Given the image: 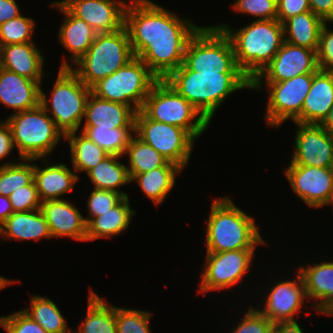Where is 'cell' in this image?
<instances>
[{
    "label": "cell",
    "instance_id": "obj_7",
    "mask_svg": "<svg viewBox=\"0 0 333 333\" xmlns=\"http://www.w3.org/2000/svg\"><path fill=\"white\" fill-rule=\"evenodd\" d=\"M90 94L91 88L87 87L70 67H60L51 91L50 97H52L48 99L40 89V105L65 136L78 132L85 117L86 103Z\"/></svg>",
    "mask_w": 333,
    "mask_h": 333
},
{
    "label": "cell",
    "instance_id": "obj_46",
    "mask_svg": "<svg viewBox=\"0 0 333 333\" xmlns=\"http://www.w3.org/2000/svg\"><path fill=\"white\" fill-rule=\"evenodd\" d=\"M311 11L309 0H277V20L282 24L289 18Z\"/></svg>",
    "mask_w": 333,
    "mask_h": 333
},
{
    "label": "cell",
    "instance_id": "obj_47",
    "mask_svg": "<svg viewBox=\"0 0 333 333\" xmlns=\"http://www.w3.org/2000/svg\"><path fill=\"white\" fill-rule=\"evenodd\" d=\"M311 11L325 23L333 22V0H309Z\"/></svg>",
    "mask_w": 333,
    "mask_h": 333
},
{
    "label": "cell",
    "instance_id": "obj_6",
    "mask_svg": "<svg viewBox=\"0 0 333 333\" xmlns=\"http://www.w3.org/2000/svg\"><path fill=\"white\" fill-rule=\"evenodd\" d=\"M5 121L10 127L20 160L44 158L47 162L45 157L58 146L61 137H65L40 104L30 110L12 113Z\"/></svg>",
    "mask_w": 333,
    "mask_h": 333
},
{
    "label": "cell",
    "instance_id": "obj_12",
    "mask_svg": "<svg viewBox=\"0 0 333 333\" xmlns=\"http://www.w3.org/2000/svg\"><path fill=\"white\" fill-rule=\"evenodd\" d=\"M312 81L313 73H306L282 82H265L269 89L265 121L269 127L280 126L288 119L302 124V107Z\"/></svg>",
    "mask_w": 333,
    "mask_h": 333
},
{
    "label": "cell",
    "instance_id": "obj_32",
    "mask_svg": "<svg viewBox=\"0 0 333 333\" xmlns=\"http://www.w3.org/2000/svg\"><path fill=\"white\" fill-rule=\"evenodd\" d=\"M120 158L122 157L108 155L86 173L94 184V189L115 191L123 197H129L127 193L118 190L119 187L131 183L127 166L118 161Z\"/></svg>",
    "mask_w": 333,
    "mask_h": 333
},
{
    "label": "cell",
    "instance_id": "obj_54",
    "mask_svg": "<svg viewBox=\"0 0 333 333\" xmlns=\"http://www.w3.org/2000/svg\"><path fill=\"white\" fill-rule=\"evenodd\" d=\"M13 283H15V280H9L0 275V290L6 288L7 286Z\"/></svg>",
    "mask_w": 333,
    "mask_h": 333
},
{
    "label": "cell",
    "instance_id": "obj_33",
    "mask_svg": "<svg viewBox=\"0 0 333 333\" xmlns=\"http://www.w3.org/2000/svg\"><path fill=\"white\" fill-rule=\"evenodd\" d=\"M30 306L31 308L21 310L48 333H73L72 329L67 327L64 315L51 299L33 295L30 298Z\"/></svg>",
    "mask_w": 333,
    "mask_h": 333
},
{
    "label": "cell",
    "instance_id": "obj_20",
    "mask_svg": "<svg viewBox=\"0 0 333 333\" xmlns=\"http://www.w3.org/2000/svg\"><path fill=\"white\" fill-rule=\"evenodd\" d=\"M40 89L38 82L0 68V102L16 113L37 107Z\"/></svg>",
    "mask_w": 333,
    "mask_h": 333
},
{
    "label": "cell",
    "instance_id": "obj_17",
    "mask_svg": "<svg viewBox=\"0 0 333 333\" xmlns=\"http://www.w3.org/2000/svg\"><path fill=\"white\" fill-rule=\"evenodd\" d=\"M60 2L97 33L114 32L124 27L127 6L124 0H62Z\"/></svg>",
    "mask_w": 333,
    "mask_h": 333
},
{
    "label": "cell",
    "instance_id": "obj_53",
    "mask_svg": "<svg viewBox=\"0 0 333 333\" xmlns=\"http://www.w3.org/2000/svg\"><path fill=\"white\" fill-rule=\"evenodd\" d=\"M318 313H323L327 315H333V298L330 299L319 311Z\"/></svg>",
    "mask_w": 333,
    "mask_h": 333
},
{
    "label": "cell",
    "instance_id": "obj_2",
    "mask_svg": "<svg viewBox=\"0 0 333 333\" xmlns=\"http://www.w3.org/2000/svg\"><path fill=\"white\" fill-rule=\"evenodd\" d=\"M165 80L210 123L228 95L251 88L243 73L196 72L183 64Z\"/></svg>",
    "mask_w": 333,
    "mask_h": 333
},
{
    "label": "cell",
    "instance_id": "obj_22",
    "mask_svg": "<svg viewBox=\"0 0 333 333\" xmlns=\"http://www.w3.org/2000/svg\"><path fill=\"white\" fill-rule=\"evenodd\" d=\"M135 115L136 112L129 105L104 100L91 93L86 103L84 126L105 129L134 127Z\"/></svg>",
    "mask_w": 333,
    "mask_h": 333
},
{
    "label": "cell",
    "instance_id": "obj_19",
    "mask_svg": "<svg viewBox=\"0 0 333 333\" xmlns=\"http://www.w3.org/2000/svg\"><path fill=\"white\" fill-rule=\"evenodd\" d=\"M49 225L52 238L68 237L86 241L87 224L79 209L65 199L44 201L40 208Z\"/></svg>",
    "mask_w": 333,
    "mask_h": 333
},
{
    "label": "cell",
    "instance_id": "obj_48",
    "mask_svg": "<svg viewBox=\"0 0 333 333\" xmlns=\"http://www.w3.org/2000/svg\"><path fill=\"white\" fill-rule=\"evenodd\" d=\"M15 148L10 127L4 120L0 122V160L7 157Z\"/></svg>",
    "mask_w": 333,
    "mask_h": 333
},
{
    "label": "cell",
    "instance_id": "obj_27",
    "mask_svg": "<svg viewBox=\"0 0 333 333\" xmlns=\"http://www.w3.org/2000/svg\"><path fill=\"white\" fill-rule=\"evenodd\" d=\"M297 271L304 281L307 299L312 300V308L319 311L333 298V261L301 266Z\"/></svg>",
    "mask_w": 333,
    "mask_h": 333
},
{
    "label": "cell",
    "instance_id": "obj_56",
    "mask_svg": "<svg viewBox=\"0 0 333 333\" xmlns=\"http://www.w3.org/2000/svg\"><path fill=\"white\" fill-rule=\"evenodd\" d=\"M329 169H330V171H331V173H332V175H333V158H332V160H331V163H330Z\"/></svg>",
    "mask_w": 333,
    "mask_h": 333
},
{
    "label": "cell",
    "instance_id": "obj_55",
    "mask_svg": "<svg viewBox=\"0 0 333 333\" xmlns=\"http://www.w3.org/2000/svg\"><path fill=\"white\" fill-rule=\"evenodd\" d=\"M333 205V191H332V194H331V197H330V200L329 202L327 203V205ZM333 207V206H332Z\"/></svg>",
    "mask_w": 333,
    "mask_h": 333
},
{
    "label": "cell",
    "instance_id": "obj_35",
    "mask_svg": "<svg viewBox=\"0 0 333 333\" xmlns=\"http://www.w3.org/2000/svg\"><path fill=\"white\" fill-rule=\"evenodd\" d=\"M125 153L129 156L127 169L131 180L136 175L163 167L168 162L164 156L136 135L131 137Z\"/></svg>",
    "mask_w": 333,
    "mask_h": 333
},
{
    "label": "cell",
    "instance_id": "obj_38",
    "mask_svg": "<svg viewBox=\"0 0 333 333\" xmlns=\"http://www.w3.org/2000/svg\"><path fill=\"white\" fill-rule=\"evenodd\" d=\"M35 21L22 16L4 22L0 25V46L33 42L31 40Z\"/></svg>",
    "mask_w": 333,
    "mask_h": 333
},
{
    "label": "cell",
    "instance_id": "obj_10",
    "mask_svg": "<svg viewBox=\"0 0 333 333\" xmlns=\"http://www.w3.org/2000/svg\"><path fill=\"white\" fill-rule=\"evenodd\" d=\"M183 65L196 72L242 73L231 40L216 26H202L190 38Z\"/></svg>",
    "mask_w": 333,
    "mask_h": 333
},
{
    "label": "cell",
    "instance_id": "obj_45",
    "mask_svg": "<svg viewBox=\"0 0 333 333\" xmlns=\"http://www.w3.org/2000/svg\"><path fill=\"white\" fill-rule=\"evenodd\" d=\"M317 60L320 70L333 72V30L325 23L320 31Z\"/></svg>",
    "mask_w": 333,
    "mask_h": 333
},
{
    "label": "cell",
    "instance_id": "obj_39",
    "mask_svg": "<svg viewBox=\"0 0 333 333\" xmlns=\"http://www.w3.org/2000/svg\"><path fill=\"white\" fill-rule=\"evenodd\" d=\"M151 314L144 310L116 307L117 333H150Z\"/></svg>",
    "mask_w": 333,
    "mask_h": 333
},
{
    "label": "cell",
    "instance_id": "obj_28",
    "mask_svg": "<svg viewBox=\"0 0 333 333\" xmlns=\"http://www.w3.org/2000/svg\"><path fill=\"white\" fill-rule=\"evenodd\" d=\"M134 214L135 210L131 209L129 197H124L110 211L92 218L87 223L86 241L119 235L122 231L127 230Z\"/></svg>",
    "mask_w": 333,
    "mask_h": 333
},
{
    "label": "cell",
    "instance_id": "obj_26",
    "mask_svg": "<svg viewBox=\"0 0 333 333\" xmlns=\"http://www.w3.org/2000/svg\"><path fill=\"white\" fill-rule=\"evenodd\" d=\"M0 236L5 240H36L52 238L49 225L40 209L14 212L0 225Z\"/></svg>",
    "mask_w": 333,
    "mask_h": 333
},
{
    "label": "cell",
    "instance_id": "obj_51",
    "mask_svg": "<svg viewBox=\"0 0 333 333\" xmlns=\"http://www.w3.org/2000/svg\"><path fill=\"white\" fill-rule=\"evenodd\" d=\"M13 213L9 197L0 195V225Z\"/></svg>",
    "mask_w": 333,
    "mask_h": 333
},
{
    "label": "cell",
    "instance_id": "obj_30",
    "mask_svg": "<svg viewBox=\"0 0 333 333\" xmlns=\"http://www.w3.org/2000/svg\"><path fill=\"white\" fill-rule=\"evenodd\" d=\"M181 169L175 163L168 161L163 167L136 175L131 183L137 182L146 197L154 204L160 205L174 187L175 175L177 176L182 171Z\"/></svg>",
    "mask_w": 333,
    "mask_h": 333
},
{
    "label": "cell",
    "instance_id": "obj_4",
    "mask_svg": "<svg viewBox=\"0 0 333 333\" xmlns=\"http://www.w3.org/2000/svg\"><path fill=\"white\" fill-rule=\"evenodd\" d=\"M206 226V252L255 249L265 244L253 217L248 216L227 197L211 201Z\"/></svg>",
    "mask_w": 333,
    "mask_h": 333
},
{
    "label": "cell",
    "instance_id": "obj_41",
    "mask_svg": "<svg viewBox=\"0 0 333 333\" xmlns=\"http://www.w3.org/2000/svg\"><path fill=\"white\" fill-rule=\"evenodd\" d=\"M124 197L110 190L94 189L88 197L87 207L89 210L88 218L84 217L86 224L95 217L103 215L107 211H110L112 207L117 205Z\"/></svg>",
    "mask_w": 333,
    "mask_h": 333
},
{
    "label": "cell",
    "instance_id": "obj_3",
    "mask_svg": "<svg viewBox=\"0 0 333 333\" xmlns=\"http://www.w3.org/2000/svg\"><path fill=\"white\" fill-rule=\"evenodd\" d=\"M229 37L238 68L252 82L271 62L284 43L283 24L277 19L256 20L234 30L216 25Z\"/></svg>",
    "mask_w": 333,
    "mask_h": 333
},
{
    "label": "cell",
    "instance_id": "obj_21",
    "mask_svg": "<svg viewBox=\"0 0 333 333\" xmlns=\"http://www.w3.org/2000/svg\"><path fill=\"white\" fill-rule=\"evenodd\" d=\"M34 42L0 46L1 67L34 80L40 85L43 72L44 57Z\"/></svg>",
    "mask_w": 333,
    "mask_h": 333
},
{
    "label": "cell",
    "instance_id": "obj_52",
    "mask_svg": "<svg viewBox=\"0 0 333 333\" xmlns=\"http://www.w3.org/2000/svg\"><path fill=\"white\" fill-rule=\"evenodd\" d=\"M319 125L333 136V105L329 110L327 116Z\"/></svg>",
    "mask_w": 333,
    "mask_h": 333
},
{
    "label": "cell",
    "instance_id": "obj_34",
    "mask_svg": "<svg viewBox=\"0 0 333 333\" xmlns=\"http://www.w3.org/2000/svg\"><path fill=\"white\" fill-rule=\"evenodd\" d=\"M77 131L65 135L71 149V163L73 171L88 172L99 164L109 154L91 141L82 132L80 136Z\"/></svg>",
    "mask_w": 333,
    "mask_h": 333
},
{
    "label": "cell",
    "instance_id": "obj_13",
    "mask_svg": "<svg viewBox=\"0 0 333 333\" xmlns=\"http://www.w3.org/2000/svg\"><path fill=\"white\" fill-rule=\"evenodd\" d=\"M255 249L206 252L199 293L234 287L249 272ZM233 285V286H232Z\"/></svg>",
    "mask_w": 333,
    "mask_h": 333
},
{
    "label": "cell",
    "instance_id": "obj_8",
    "mask_svg": "<svg viewBox=\"0 0 333 333\" xmlns=\"http://www.w3.org/2000/svg\"><path fill=\"white\" fill-rule=\"evenodd\" d=\"M141 110L152 120L185 129L195 139L209 126L201 113L165 79L153 84Z\"/></svg>",
    "mask_w": 333,
    "mask_h": 333
},
{
    "label": "cell",
    "instance_id": "obj_49",
    "mask_svg": "<svg viewBox=\"0 0 333 333\" xmlns=\"http://www.w3.org/2000/svg\"><path fill=\"white\" fill-rule=\"evenodd\" d=\"M20 15L16 0H0V25Z\"/></svg>",
    "mask_w": 333,
    "mask_h": 333
},
{
    "label": "cell",
    "instance_id": "obj_29",
    "mask_svg": "<svg viewBox=\"0 0 333 333\" xmlns=\"http://www.w3.org/2000/svg\"><path fill=\"white\" fill-rule=\"evenodd\" d=\"M324 24L312 11L298 14L283 23L284 40L317 52L320 31Z\"/></svg>",
    "mask_w": 333,
    "mask_h": 333
},
{
    "label": "cell",
    "instance_id": "obj_36",
    "mask_svg": "<svg viewBox=\"0 0 333 333\" xmlns=\"http://www.w3.org/2000/svg\"><path fill=\"white\" fill-rule=\"evenodd\" d=\"M81 132L109 155L122 157L126 156V148L134 135L132 134L134 127L105 129L98 126H83Z\"/></svg>",
    "mask_w": 333,
    "mask_h": 333
},
{
    "label": "cell",
    "instance_id": "obj_57",
    "mask_svg": "<svg viewBox=\"0 0 333 333\" xmlns=\"http://www.w3.org/2000/svg\"><path fill=\"white\" fill-rule=\"evenodd\" d=\"M0 68H1V51H0Z\"/></svg>",
    "mask_w": 333,
    "mask_h": 333
},
{
    "label": "cell",
    "instance_id": "obj_44",
    "mask_svg": "<svg viewBox=\"0 0 333 333\" xmlns=\"http://www.w3.org/2000/svg\"><path fill=\"white\" fill-rule=\"evenodd\" d=\"M14 212H28L41 208V200L34 180L27 186L15 190L9 196Z\"/></svg>",
    "mask_w": 333,
    "mask_h": 333
},
{
    "label": "cell",
    "instance_id": "obj_31",
    "mask_svg": "<svg viewBox=\"0 0 333 333\" xmlns=\"http://www.w3.org/2000/svg\"><path fill=\"white\" fill-rule=\"evenodd\" d=\"M85 318L75 333H117L116 307L91 290Z\"/></svg>",
    "mask_w": 333,
    "mask_h": 333
},
{
    "label": "cell",
    "instance_id": "obj_9",
    "mask_svg": "<svg viewBox=\"0 0 333 333\" xmlns=\"http://www.w3.org/2000/svg\"><path fill=\"white\" fill-rule=\"evenodd\" d=\"M158 78L138 57L91 87L98 98L129 105L136 113L142 109L146 97Z\"/></svg>",
    "mask_w": 333,
    "mask_h": 333
},
{
    "label": "cell",
    "instance_id": "obj_14",
    "mask_svg": "<svg viewBox=\"0 0 333 333\" xmlns=\"http://www.w3.org/2000/svg\"><path fill=\"white\" fill-rule=\"evenodd\" d=\"M319 69L317 53L284 41L271 62L251 82V89H262L263 82H282L295 76L315 73Z\"/></svg>",
    "mask_w": 333,
    "mask_h": 333
},
{
    "label": "cell",
    "instance_id": "obj_24",
    "mask_svg": "<svg viewBox=\"0 0 333 333\" xmlns=\"http://www.w3.org/2000/svg\"><path fill=\"white\" fill-rule=\"evenodd\" d=\"M79 179L78 174L64 163H48L40 168L34 162V182L41 202L62 199L61 196L72 191Z\"/></svg>",
    "mask_w": 333,
    "mask_h": 333
},
{
    "label": "cell",
    "instance_id": "obj_5",
    "mask_svg": "<svg viewBox=\"0 0 333 333\" xmlns=\"http://www.w3.org/2000/svg\"><path fill=\"white\" fill-rule=\"evenodd\" d=\"M125 27L114 32L97 33L88 51L71 67L63 58L60 67H70L89 88L113 74L134 58Z\"/></svg>",
    "mask_w": 333,
    "mask_h": 333
},
{
    "label": "cell",
    "instance_id": "obj_37",
    "mask_svg": "<svg viewBox=\"0 0 333 333\" xmlns=\"http://www.w3.org/2000/svg\"><path fill=\"white\" fill-rule=\"evenodd\" d=\"M37 160L40 159H22L24 163L11 161L0 165V195L9 197L15 190L29 185L34 180V161Z\"/></svg>",
    "mask_w": 333,
    "mask_h": 333
},
{
    "label": "cell",
    "instance_id": "obj_11",
    "mask_svg": "<svg viewBox=\"0 0 333 333\" xmlns=\"http://www.w3.org/2000/svg\"><path fill=\"white\" fill-rule=\"evenodd\" d=\"M134 135L182 170L188 166L195 138L185 129L152 120L139 110L135 115Z\"/></svg>",
    "mask_w": 333,
    "mask_h": 333
},
{
    "label": "cell",
    "instance_id": "obj_40",
    "mask_svg": "<svg viewBox=\"0 0 333 333\" xmlns=\"http://www.w3.org/2000/svg\"><path fill=\"white\" fill-rule=\"evenodd\" d=\"M232 8L256 20L277 19V0H236Z\"/></svg>",
    "mask_w": 333,
    "mask_h": 333
},
{
    "label": "cell",
    "instance_id": "obj_25",
    "mask_svg": "<svg viewBox=\"0 0 333 333\" xmlns=\"http://www.w3.org/2000/svg\"><path fill=\"white\" fill-rule=\"evenodd\" d=\"M333 105V72L318 69L302 107V124L319 125Z\"/></svg>",
    "mask_w": 333,
    "mask_h": 333
},
{
    "label": "cell",
    "instance_id": "obj_1",
    "mask_svg": "<svg viewBox=\"0 0 333 333\" xmlns=\"http://www.w3.org/2000/svg\"><path fill=\"white\" fill-rule=\"evenodd\" d=\"M124 14L135 57L158 78L165 79L184 61L190 38L201 26L150 0H130Z\"/></svg>",
    "mask_w": 333,
    "mask_h": 333
},
{
    "label": "cell",
    "instance_id": "obj_43",
    "mask_svg": "<svg viewBox=\"0 0 333 333\" xmlns=\"http://www.w3.org/2000/svg\"><path fill=\"white\" fill-rule=\"evenodd\" d=\"M0 325L7 333H48L22 310L1 316Z\"/></svg>",
    "mask_w": 333,
    "mask_h": 333
},
{
    "label": "cell",
    "instance_id": "obj_16",
    "mask_svg": "<svg viewBox=\"0 0 333 333\" xmlns=\"http://www.w3.org/2000/svg\"><path fill=\"white\" fill-rule=\"evenodd\" d=\"M291 162L294 165L329 168L333 158V136L317 124H300Z\"/></svg>",
    "mask_w": 333,
    "mask_h": 333
},
{
    "label": "cell",
    "instance_id": "obj_50",
    "mask_svg": "<svg viewBox=\"0 0 333 333\" xmlns=\"http://www.w3.org/2000/svg\"><path fill=\"white\" fill-rule=\"evenodd\" d=\"M274 333H304L300 324L295 321H280L274 323Z\"/></svg>",
    "mask_w": 333,
    "mask_h": 333
},
{
    "label": "cell",
    "instance_id": "obj_23",
    "mask_svg": "<svg viewBox=\"0 0 333 333\" xmlns=\"http://www.w3.org/2000/svg\"><path fill=\"white\" fill-rule=\"evenodd\" d=\"M51 7L65 14L59 28V42L71 53L72 63H76L88 51L97 32L84 20L74 16L60 1L51 3Z\"/></svg>",
    "mask_w": 333,
    "mask_h": 333
},
{
    "label": "cell",
    "instance_id": "obj_18",
    "mask_svg": "<svg viewBox=\"0 0 333 333\" xmlns=\"http://www.w3.org/2000/svg\"><path fill=\"white\" fill-rule=\"evenodd\" d=\"M296 274L295 281L293 279L278 281L264 298V308L258 309L273 323L295 321V315L301 311L305 298L307 300L304 281L299 272Z\"/></svg>",
    "mask_w": 333,
    "mask_h": 333
},
{
    "label": "cell",
    "instance_id": "obj_42",
    "mask_svg": "<svg viewBox=\"0 0 333 333\" xmlns=\"http://www.w3.org/2000/svg\"><path fill=\"white\" fill-rule=\"evenodd\" d=\"M244 318L231 333H274V323L266 318L257 308L248 307Z\"/></svg>",
    "mask_w": 333,
    "mask_h": 333
},
{
    "label": "cell",
    "instance_id": "obj_15",
    "mask_svg": "<svg viewBox=\"0 0 333 333\" xmlns=\"http://www.w3.org/2000/svg\"><path fill=\"white\" fill-rule=\"evenodd\" d=\"M284 174L294 193L309 207H324L333 191V175L329 168L288 163Z\"/></svg>",
    "mask_w": 333,
    "mask_h": 333
}]
</instances>
